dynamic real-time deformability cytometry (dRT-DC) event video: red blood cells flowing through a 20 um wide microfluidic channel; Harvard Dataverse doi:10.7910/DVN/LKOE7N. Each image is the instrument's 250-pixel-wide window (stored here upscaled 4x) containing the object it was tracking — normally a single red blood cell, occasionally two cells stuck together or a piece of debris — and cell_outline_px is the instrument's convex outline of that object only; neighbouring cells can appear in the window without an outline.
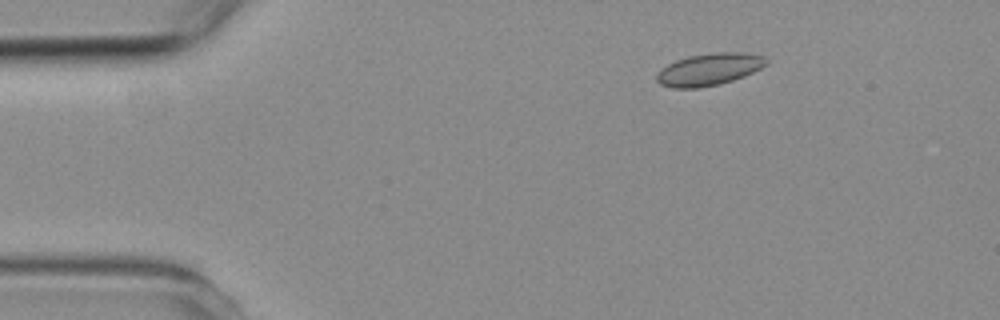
{"species": "common noctule bat (a hibernating species)", "species_latin": "Nyctalus noctula", "temperature_condition": "room temperature", "stored_images_in_passage": 4, "camera_frame_rate_fps": 3000, "um_per_image_px": 0.085, "animal": {"sex": "female", "body_mass_g": 19.3, "forearm_length_mm": 54.1}, "frame": {"image": 1, "passage_image": 2, "time_ms": 2.0, "image_size_px": [1000, 320], "cell_outline_px": [[768, 64], [744, 76], [720, 84], [700, 88], [672, 88], [660, 84], [656, 80], [656, 76], [668, 64], [676, 60], [688, 56], [716, 52], [740, 52], [764, 56], [768, 60]], "centroid_in_image_um": [60.29, 5.9], "position_along_channel_um": 24.7, "area_um2": 20.4}}